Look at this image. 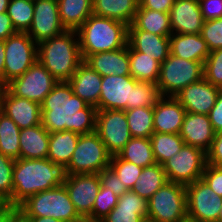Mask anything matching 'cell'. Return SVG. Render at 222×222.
I'll use <instances>...</instances> for the list:
<instances>
[{
    "label": "cell",
    "instance_id": "cell-1",
    "mask_svg": "<svg viewBox=\"0 0 222 222\" xmlns=\"http://www.w3.org/2000/svg\"><path fill=\"white\" fill-rule=\"evenodd\" d=\"M97 108L74 95L68 81H59L41 104V123L49 132L69 130L78 134L96 131Z\"/></svg>",
    "mask_w": 222,
    "mask_h": 222
},
{
    "label": "cell",
    "instance_id": "cell-2",
    "mask_svg": "<svg viewBox=\"0 0 222 222\" xmlns=\"http://www.w3.org/2000/svg\"><path fill=\"white\" fill-rule=\"evenodd\" d=\"M64 170L47 158L15 160L12 204L18 207L29 196L63 183Z\"/></svg>",
    "mask_w": 222,
    "mask_h": 222
},
{
    "label": "cell",
    "instance_id": "cell-3",
    "mask_svg": "<svg viewBox=\"0 0 222 222\" xmlns=\"http://www.w3.org/2000/svg\"><path fill=\"white\" fill-rule=\"evenodd\" d=\"M77 36L76 30H66L38 43V61L58 82L69 81L83 62Z\"/></svg>",
    "mask_w": 222,
    "mask_h": 222
},
{
    "label": "cell",
    "instance_id": "cell-4",
    "mask_svg": "<svg viewBox=\"0 0 222 222\" xmlns=\"http://www.w3.org/2000/svg\"><path fill=\"white\" fill-rule=\"evenodd\" d=\"M76 32L83 61L89 55L127 45L128 25L107 17L92 14Z\"/></svg>",
    "mask_w": 222,
    "mask_h": 222
},
{
    "label": "cell",
    "instance_id": "cell-5",
    "mask_svg": "<svg viewBox=\"0 0 222 222\" xmlns=\"http://www.w3.org/2000/svg\"><path fill=\"white\" fill-rule=\"evenodd\" d=\"M28 217H51L62 222H76L82 217L70 200L64 184L29 196L19 206Z\"/></svg>",
    "mask_w": 222,
    "mask_h": 222
},
{
    "label": "cell",
    "instance_id": "cell-6",
    "mask_svg": "<svg viewBox=\"0 0 222 222\" xmlns=\"http://www.w3.org/2000/svg\"><path fill=\"white\" fill-rule=\"evenodd\" d=\"M111 157L96 131L81 134L64 174H98L109 168Z\"/></svg>",
    "mask_w": 222,
    "mask_h": 222
},
{
    "label": "cell",
    "instance_id": "cell-7",
    "mask_svg": "<svg viewBox=\"0 0 222 222\" xmlns=\"http://www.w3.org/2000/svg\"><path fill=\"white\" fill-rule=\"evenodd\" d=\"M202 78L203 63L169 54L160 64V74L156 85L161 96H175L189 84Z\"/></svg>",
    "mask_w": 222,
    "mask_h": 222
},
{
    "label": "cell",
    "instance_id": "cell-8",
    "mask_svg": "<svg viewBox=\"0 0 222 222\" xmlns=\"http://www.w3.org/2000/svg\"><path fill=\"white\" fill-rule=\"evenodd\" d=\"M147 218L157 222H181L187 218L186 186L167 181L147 201Z\"/></svg>",
    "mask_w": 222,
    "mask_h": 222
},
{
    "label": "cell",
    "instance_id": "cell-9",
    "mask_svg": "<svg viewBox=\"0 0 222 222\" xmlns=\"http://www.w3.org/2000/svg\"><path fill=\"white\" fill-rule=\"evenodd\" d=\"M207 154L202 149L184 145L170 159L162 164L169 182L188 185L202 179Z\"/></svg>",
    "mask_w": 222,
    "mask_h": 222
},
{
    "label": "cell",
    "instance_id": "cell-10",
    "mask_svg": "<svg viewBox=\"0 0 222 222\" xmlns=\"http://www.w3.org/2000/svg\"><path fill=\"white\" fill-rule=\"evenodd\" d=\"M38 44L27 32H17L5 40L4 80L9 83L24 74L38 59Z\"/></svg>",
    "mask_w": 222,
    "mask_h": 222
},
{
    "label": "cell",
    "instance_id": "cell-11",
    "mask_svg": "<svg viewBox=\"0 0 222 222\" xmlns=\"http://www.w3.org/2000/svg\"><path fill=\"white\" fill-rule=\"evenodd\" d=\"M58 81L37 60L24 74L8 83V90L15 96L42 104Z\"/></svg>",
    "mask_w": 222,
    "mask_h": 222
},
{
    "label": "cell",
    "instance_id": "cell-12",
    "mask_svg": "<svg viewBox=\"0 0 222 222\" xmlns=\"http://www.w3.org/2000/svg\"><path fill=\"white\" fill-rule=\"evenodd\" d=\"M96 132L112 156L132 138L125 110H97Z\"/></svg>",
    "mask_w": 222,
    "mask_h": 222
},
{
    "label": "cell",
    "instance_id": "cell-13",
    "mask_svg": "<svg viewBox=\"0 0 222 222\" xmlns=\"http://www.w3.org/2000/svg\"><path fill=\"white\" fill-rule=\"evenodd\" d=\"M186 194L188 218L199 222H218L222 197L217 195L203 179L186 185Z\"/></svg>",
    "mask_w": 222,
    "mask_h": 222
},
{
    "label": "cell",
    "instance_id": "cell-14",
    "mask_svg": "<svg viewBox=\"0 0 222 222\" xmlns=\"http://www.w3.org/2000/svg\"><path fill=\"white\" fill-rule=\"evenodd\" d=\"M63 184L78 214L87 218L101 187L99 174H65Z\"/></svg>",
    "mask_w": 222,
    "mask_h": 222
},
{
    "label": "cell",
    "instance_id": "cell-15",
    "mask_svg": "<svg viewBox=\"0 0 222 222\" xmlns=\"http://www.w3.org/2000/svg\"><path fill=\"white\" fill-rule=\"evenodd\" d=\"M137 82L131 75L103 76L98 110H131Z\"/></svg>",
    "mask_w": 222,
    "mask_h": 222
},
{
    "label": "cell",
    "instance_id": "cell-16",
    "mask_svg": "<svg viewBox=\"0 0 222 222\" xmlns=\"http://www.w3.org/2000/svg\"><path fill=\"white\" fill-rule=\"evenodd\" d=\"M66 31L59 17L58 0H35L33 21L27 31L38 44Z\"/></svg>",
    "mask_w": 222,
    "mask_h": 222
},
{
    "label": "cell",
    "instance_id": "cell-17",
    "mask_svg": "<svg viewBox=\"0 0 222 222\" xmlns=\"http://www.w3.org/2000/svg\"><path fill=\"white\" fill-rule=\"evenodd\" d=\"M220 88L209 83L204 77L182 89L174 97L186 112L208 115L215 105Z\"/></svg>",
    "mask_w": 222,
    "mask_h": 222
},
{
    "label": "cell",
    "instance_id": "cell-18",
    "mask_svg": "<svg viewBox=\"0 0 222 222\" xmlns=\"http://www.w3.org/2000/svg\"><path fill=\"white\" fill-rule=\"evenodd\" d=\"M169 16L172 34H199L204 24L198 0H175Z\"/></svg>",
    "mask_w": 222,
    "mask_h": 222
},
{
    "label": "cell",
    "instance_id": "cell-19",
    "mask_svg": "<svg viewBox=\"0 0 222 222\" xmlns=\"http://www.w3.org/2000/svg\"><path fill=\"white\" fill-rule=\"evenodd\" d=\"M185 113L174 96H161L153 107L154 132L180 134Z\"/></svg>",
    "mask_w": 222,
    "mask_h": 222
},
{
    "label": "cell",
    "instance_id": "cell-20",
    "mask_svg": "<svg viewBox=\"0 0 222 222\" xmlns=\"http://www.w3.org/2000/svg\"><path fill=\"white\" fill-rule=\"evenodd\" d=\"M215 134L208 115L185 113L180 137L186 145L200 148L207 153L212 146Z\"/></svg>",
    "mask_w": 222,
    "mask_h": 222
},
{
    "label": "cell",
    "instance_id": "cell-21",
    "mask_svg": "<svg viewBox=\"0 0 222 222\" xmlns=\"http://www.w3.org/2000/svg\"><path fill=\"white\" fill-rule=\"evenodd\" d=\"M0 111L10 117L20 129L41 124V105L13 95L7 90Z\"/></svg>",
    "mask_w": 222,
    "mask_h": 222
},
{
    "label": "cell",
    "instance_id": "cell-22",
    "mask_svg": "<svg viewBox=\"0 0 222 222\" xmlns=\"http://www.w3.org/2000/svg\"><path fill=\"white\" fill-rule=\"evenodd\" d=\"M84 62L102 77L130 75L129 45L118 50L89 55Z\"/></svg>",
    "mask_w": 222,
    "mask_h": 222
},
{
    "label": "cell",
    "instance_id": "cell-23",
    "mask_svg": "<svg viewBox=\"0 0 222 222\" xmlns=\"http://www.w3.org/2000/svg\"><path fill=\"white\" fill-rule=\"evenodd\" d=\"M68 83L74 95L98 110L102 76L83 61Z\"/></svg>",
    "mask_w": 222,
    "mask_h": 222
},
{
    "label": "cell",
    "instance_id": "cell-24",
    "mask_svg": "<svg viewBox=\"0 0 222 222\" xmlns=\"http://www.w3.org/2000/svg\"><path fill=\"white\" fill-rule=\"evenodd\" d=\"M127 44L160 64L170 54V36H161L140 29H128Z\"/></svg>",
    "mask_w": 222,
    "mask_h": 222
},
{
    "label": "cell",
    "instance_id": "cell-25",
    "mask_svg": "<svg viewBox=\"0 0 222 222\" xmlns=\"http://www.w3.org/2000/svg\"><path fill=\"white\" fill-rule=\"evenodd\" d=\"M147 214V200L129 190L118 197L117 205L102 222H142Z\"/></svg>",
    "mask_w": 222,
    "mask_h": 222
},
{
    "label": "cell",
    "instance_id": "cell-26",
    "mask_svg": "<svg viewBox=\"0 0 222 222\" xmlns=\"http://www.w3.org/2000/svg\"><path fill=\"white\" fill-rule=\"evenodd\" d=\"M210 50L199 34H171L170 54L204 64Z\"/></svg>",
    "mask_w": 222,
    "mask_h": 222
},
{
    "label": "cell",
    "instance_id": "cell-27",
    "mask_svg": "<svg viewBox=\"0 0 222 222\" xmlns=\"http://www.w3.org/2000/svg\"><path fill=\"white\" fill-rule=\"evenodd\" d=\"M50 133L41 124L31 128L20 129L19 158L43 159L48 156Z\"/></svg>",
    "mask_w": 222,
    "mask_h": 222
},
{
    "label": "cell",
    "instance_id": "cell-28",
    "mask_svg": "<svg viewBox=\"0 0 222 222\" xmlns=\"http://www.w3.org/2000/svg\"><path fill=\"white\" fill-rule=\"evenodd\" d=\"M79 136L80 134L69 130L51 132L47 159L64 170L70 162Z\"/></svg>",
    "mask_w": 222,
    "mask_h": 222
},
{
    "label": "cell",
    "instance_id": "cell-29",
    "mask_svg": "<svg viewBox=\"0 0 222 222\" xmlns=\"http://www.w3.org/2000/svg\"><path fill=\"white\" fill-rule=\"evenodd\" d=\"M139 0H93V14L132 24Z\"/></svg>",
    "mask_w": 222,
    "mask_h": 222
},
{
    "label": "cell",
    "instance_id": "cell-30",
    "mask_svg": "<svg viewBox=\"0 0 222 222\" xmlns=\"http://www.w3.org/2000/svg\"><path fill=\"white\" fill-rule=\"evenodd\" d=\"M128 29H140L161 36L172 34L169 13L149 10L140 5Z\"/></svg>",
    "mask_w": 222,
    "mask_h": 222
},
{
    "label": "cell",
    "instance_id": "cell-31",
    "mask_svg": "<svg viewBox=\"0 0 222 222\" xmlns=\"http://www.w3.org/2000/svg\"><path fill=\"white\" fill-rule=\"evenodd\" d=\"M58 10L66 30H77L93 14V0H58Z\"/></svg>",
    "mask_w": 222,
    "mask_h": 222
},
{
    "label": "cell",
    "instance_id": "cell-32",
    "mask_svg": "<svg viewBox=\"0 0 222 222\" xmlns=\"http://www.w3.org/2000/svg\"><path fill=\"white\" fill-rule=\"evenodd\" d=\"M130 75L137 81L157 84L160 74V63L147 56L146 53L135 51L129 46Z\"/></svg>",
    "mask_w": 222,
    "mask_h": 222
},
{
    "label": "cell",
    "instance_id": "cell-33",
    "mask_svg": "<svg viewBox=\"0 0 222 222\" xmlns=\"http://www.w3.org/2000/svg\"><path fill=\"white\" fill-rule=\"evenodd\" d=\"M117 155L142 168L157 163L150 138L132 137Z\"/></svg>",
    "mask_w": 222,
    "mask_h": 222
},
{
    "label": "cell",
    "instance_id": "cell-34",
    "mask_svg": "<svg viewBox=\"0 0 222 222\" xmlns=\"http://www.w3.org/2000/svg\"><path fill=\"white\" fill-rule=\"evenodd\" d=\"M167 181L162 165L156 163L142 169L132 191L148 201Z\"/></svg>",
    "mask_w": 222,
    "mask_h": 222
},
{
    "label": "cell",
    "instance_id": "cell-35",
    "mask_svg": "<svg viewBox=\"0 0 222 222\" xmlns=\"http://www.w3.org/2000/svg\"><path fill=\"white\" fill-rule=\"evenodd\" d=\"M19 135L17 124L0 111V153L14 160L19 159Z\"/></svg>",
    "mask_w": 222,
    "mask_h": 222
},
{
    "label": "cell",
    "instance_id": "cell-36",
    "mask_svg": "<svg viewBox=\"0 0 222 222\" xmlns=\"http://www.w3.org/2000/svg\"><path fill=\"white\" fill-rule=\"evenodd\" d=\"M156 162L162 165L185 145L180 134L154 132L150 137Z\"/></svg>",
    "mask_w": 222,
    "mask_h": 222
},
{
    "label": "cell",
    "instance_id": "cell-37",
    "mask_svg": "<svg viewBox=\"0 0 222 222\" xmlns=\"http://www.w3.org/2000/svg\"><path fill=\"white\" fill-rule=\"evenodd\" d=\"M132 137L150 138L154 133L153 107H137L125 110Z\"/></svg>",
    "mask_w": 222,
    "mask_h": 222
},
{
    "label": "cell",
    "instance_id": "cell-38",
    "mask_svg": "<svg viewBox=\"0 0 222 222\" xmlns=\"http://www.w3.org/2000/svg\"><path fill=\"white\" fill-rule=\"evenodd\" d=\"M34 1L10 0L7 7L8 16L17 32H27L33 21Z\"/></svg>",
    "mask_w": 222,
    "mask_h": 222
},
{
    "label": "cell",
    "instance_id": "cell-39",
    "mask_svg": "<svg viewBox=\"0 0 222 222\" xmlns=\"http://www.w3.org/2000/svg\"><path fill=\"white\" fill-rule=\"evenodd\" d=\"M109 167L117 174L119 179L129 190L136 185V180L139 178L142 167L133 164L132 162L121 159L118 155L111 157Z\"/></svg>",
    "mask_w": 222,
    "mask_h": 222
},
{
    "label": "cell",
    "instance_id": "cell-40",
    "mask_svg": "<svg viewBox=\"0 0 222 222\" xmlns=\"http://www.w3.org/2000/svg\"><path fill=\"white\" fill-rule=\"evenodd\" d=\"M160 97L161 95L156 84L138 81L133 87L132 109L137 107H154Z\"/></svg>",
    "mask_w": 222,
    "mask_h": 222
},
{
    "label": "cell",
    "instance_id": "cell-41",
    "mask_svg": "<svg viewBox=\"0 0 222 222\" xmlns=\"http://www.w3.org/2000/svg\"><path fill=\"white\" fill-rule=\"evenodd\" d=\"M117 203L118 196H116L115 193L110 189L101 185L95 199L92 213L87 218L102 221L109 214V212L113 210Z\"/></svg>",
    "mask_w": 222,
    "mask_h": 222
},
{
    "label": "cell",
    "instance_id": "cell-42",
    "mask_svg": "<svg viewBox=\"0 0 222 222\" xmlns=\"http://www.w3.org/2000/svg\"><path fill=\"white\" fill-rule=\"evenodd\" d=\"M203 77L212 85L222 89V48L210 51L203 64Z\"/></svg>",
    "mask_w": 222,
    "mask_h": 222
},
{
    "label": "cell",
    "instance_id": "cell-43",
    "mask_svg": "<svg viewBox=\"0 0 222 222\" xmlns=\"http://www.w3.org/2000/svg\"><path fill=\"white\" fill-rule=\"evenodd\" d=\"M210 51L222 48V17L204 21L200 32Z\"/></svg>",
    "mask_w": 222,
    "mask_h": 222
},
{
    "label": "cell",
    "instance_id": "cell-44",
    "mask_svg": "<svg viewBox=\"0 0 222 222\" xmlns=\"http://www.w3.org/2000/svg\"><path fill=\"white\" fill-rule=\"evenodd\" d=\"M15 160L0 153V193L10 198L13 194V169Z\"/></svg>",
    "mask_w": 222,
    "mask_h": 222
},
{
    "label": "cell",
    "instance_id": "cell-45",
    "mask_svg": "<svg viewBox=\"0 0 222 222\" xmlns=\"http://www.w3.org/2000/svg\"><path fill=\"white\" fill-rule=\"evenodd\" d=\"M98 174L101 185L113 191L116 196L120 197L124 192L129 191L126 185L121 182L117 174L110 167L103 169Z\"/></svg>",
    "mask_w": 222,
    "mask_h": 222
},
{
    "label": "cell",
    "instance_id": "cell-46",
    "mask_svg": "<svg viewBox=\"0 0 222 222\" xmlns=\"http://www.w3.org/2000/svg\"><path fill=\"white\" fill-rule=\"evenodd\" d=\"M202 179L220 197H222V168L206 164Z\"/></svg>",
    "mask_w": 222,
    "mask_h": 222
},
{
    "label": "cell",
    "instance_id": "cell-47",
    "mask_svg": "<svg viewBox=\"0 0 222 222\" xmlns=\"http://www.w3.org/2000/svg\"><path fill=\"white\" fill-rule=\"evenodd\" d=\"M204 21L222 17V0H198Z\"/></svg>",
    "mask_w": 222,
    "mask_h": 222
},
{
    "label": "cell",
    "instance_id": "cell-48",
    "mask_svg": "<svg viewBox=\"0 0 222 222\" xmlns=\"http://www.w3.org/2000/svg\"><path fill=\"white\" fill-rule=\"evenodd\" d=\"M207 154V164L222 168V132L216 133Z\"/></svg>",
    "mask_w": 222,
    "mask_h": 222
},
{
    "label": "cell",
    "instance_id": "cell-49",
    "mask_svg": "<svg viewBox=\"0 0 222 222\" xmlns=\"http://www.w3.org/2000/svg\"><path fill=\"white\" fill-rule=\"evenodd\" d=\"M208 116L214 132H222V89H220L215 105L210 110Z\"/></svg>",
    "mask_w": 222,
    "mask_h": 222
},
{
    "label": "cell",
    "instance_id": "cell-50",
    "mask_svg": "<svg viewBox=\"0 0 222 222\" xmlns=\"http://www.w3.org/2000/svg\"><path fill=\"white\" fill-rule=\"evenodd\" d=\"M175 0H139L142 8L169 13Z\"/></svg>",
    "mask_w": 222,
    "mask_h": 222
},
{
    "label": "cell",
    "instance_id": "cell-51",
    "mask_svg": "<svg viewBox=\"0 0 222 222\" xmlns=\"http://www.w3.org/2000/svg\"><path fill=\"white\" fill-rule=\"evenodd\" d=\"M17 33L8 13H0V40H6L9 36Z\"/></svg>",
    "mask_w": 222,
    "mask_h": 222
},
{
    "label": "cell",
    "instance_id": "cell-52",
    "mask_svg": "<svg viewBox=\"0 0 222 222\" xmlns=\"http://www.w3.org/2000/svg\"><path fill=\"white\" fill-rule=\"evenodd\" d=\"M8 222H32V219L28 217L21 209L15 207L10 212Z\"/></svg>",
    "mask_w": 222,
    "mask_h": 222
},
{
    "label": "cell",
    "instance_id": "cell-53",
    "mask_svg": "<svg viewBox=\"0 0 222 222\" xmlns=\"http://www.w3.org/2000/svg\"><path fill=\"white\" fill-rule=\"evenodd\" d=\"M15 208L11 203L10 198L0 193V215H10V212Z\"/></svg>",
    "mask_w": 222,
    "mask_h": 222
},
{
    "label": "cell",
    "instance_id": "cell-54",
    "mask_svg": "<svg viewBox=\"0 0 222 222\" xmlns=\"http://www.w3.org/2000/svg\"><path fill=\"white\" fill-rule=\"evenodd\" d=\"M5 40H0V79L4 80Z\"/></svg>",
    "mask_w": 222,
    "mask_h": 222
},
{
    "label": "cell",
    "instance_id": "cell-55",
    "mask_svg": "<svg viewBox=\"0 0 222 222\" xmlns=\"http://www.w3.org/2000/svg\"><path fill=\"white\" fill-rule=\"evenodd\" d=\"M7 90H8V83L5 80L0 79V108Z\"/></svg>",
    "mask_w": 222,
    "mask_h": 222
},
{
    "label": "cell",
    "instance_id": "cell-56",
    "mask_svg": "<svg viewBox=\"0 0 222 222\" xmlns=\"http://www.w3.org/2000/svg\"><path fill=\"white\" fill-rule=\"evenodd\" d=\"M32 222H62L60 220L49 217H30Z\"/></svg>",
    "mask_w": 222,
    "mask_h": 222
},
{
    "label": "cell",
    "instance_id": "cell-57",
    "mask_svg": "<svg viewBox=\"0 0 222 222\" xmlns=\"http://www.w3.org/2000/svg\"><path fill=\"white\" fill-rule=\"evenodd\" d=\"M10 0H0V13L7 12V7Z\"/></svg>",
    "mask_w": 222,
    "mask_h": 222
},
{
    "label": "cell",
    "instance_id": "cell-58",
    "mask_svg": "<svg viewBox=\"0 0 222 222\" xmlns=\"http://www.w3.org/2000/svg\"><path fill=\"white\" fill-rule=\"evenodd\" d=\"M10 215H0V222H8Z\"/></svg>",
    "mask_w": 222,
    "mask_h": 222
},
{
    "label": "cell",
    "instance_id": "cell-59",
    "mask_svg": "<svg viewBox=\"0 0 222 222\" xmlns=\"http://www.w3.org/2000/svg\"><path fill=\"white\" fill-rule=\"evenodd\" d=\"M76 222H102V221L91 220V219H88V218H82L81 220L76 221Z\"/></svg>",
    "mask_w": 222,
    "mask_h": 222
},
{
    "label": "cell",
    "instance_id": "cell-60",
    "mask_svg": "<svg viewBox=\"0 0 222 222\" xmlns=\"http://www.w3.org/2000/svg\"><path fill=\"white\" fill-rule=\"evenodd\" d=\"M218 222H222V206L218 215Z\"/></svg>",
    "mask_w": 222,
    "mask_h": 222
},
{
    "label": "cell",
    "instance_id": "cell-61",
    "mask_svg": "<svg viewBox=\"0 0 222 222\" xmlns=\"http://www.w3.org/2000/svg\"><path fill=\"white\" fill-rule=\"evenodd\" d=\"M181 222H199V221H196V220H192V219H190V218H185L183 221H181Z\"/></svg>",
    "mask_w": 222,
    "mask_h": 222
},
{
    "label": "cell",
    "instance_id": "cell-62",
    "mask_svg": "<svg viewBox=\"0 0 222 222\" xmlns=\"http://www.w3.org/2000/svg\"><path fill=\"white\" fill-rule=\"evenodd\" d=\"M142 222H157V221L151 220L149 218H145Z\"/></svg>",
    "mask_w": 222,
    "mask_h": 222
}]
</instances>
